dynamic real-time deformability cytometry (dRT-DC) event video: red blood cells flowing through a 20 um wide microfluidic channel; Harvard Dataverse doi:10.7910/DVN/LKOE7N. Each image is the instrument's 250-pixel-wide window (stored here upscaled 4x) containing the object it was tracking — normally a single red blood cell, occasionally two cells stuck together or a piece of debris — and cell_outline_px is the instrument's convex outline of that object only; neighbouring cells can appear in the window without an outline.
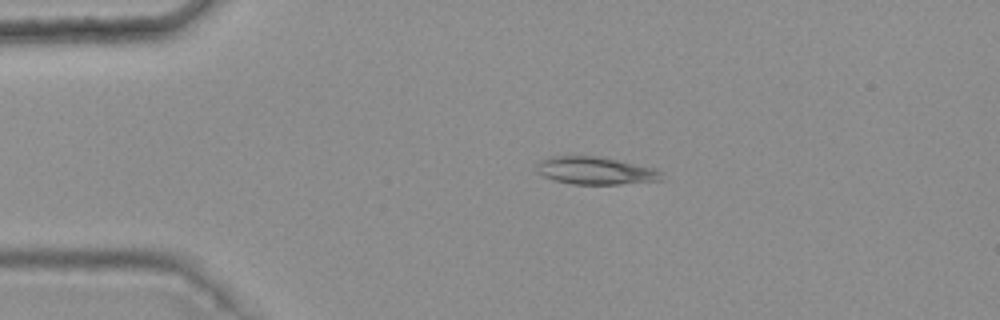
{"species": "common noctule bat (a hibernating species)", "species_latin": "Nyctalus noctula", "temperature_condition": "warm", "stored_images_in_passage": 4, "camera_frame_rate_fps": 3000, "um_per_image_px": 0.085, "animal": {"sex": "female", "body_mass_g": 25.1}, "frame": {"image": 1, "passage_image": 3, "time_ms": 0.667, "image_size_px": [1000, 320], "cell_outline_px": [[664, 180], [620, 184], [572, 184], [556, 180], [544, 176], [536, 172], [536, 164], [540, 160], [548, 156], [596, 156], [656, 168], [664, 172]], "centroid_in_image_um": [50.64, 14.51], "position_along_channel_um": 34.4, "area_um2": 20.23}}